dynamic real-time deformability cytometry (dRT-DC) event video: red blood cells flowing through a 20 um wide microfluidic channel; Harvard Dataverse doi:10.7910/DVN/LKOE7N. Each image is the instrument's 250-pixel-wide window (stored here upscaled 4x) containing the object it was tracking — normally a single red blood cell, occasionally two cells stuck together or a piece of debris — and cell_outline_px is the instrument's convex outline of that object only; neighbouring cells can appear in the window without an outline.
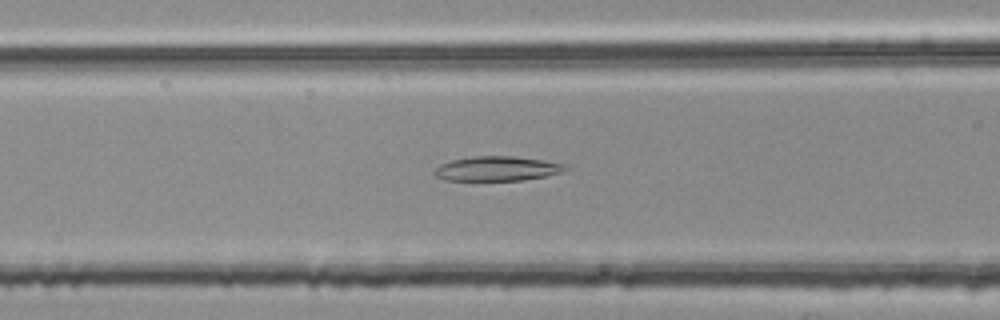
{"species": "common noctule bat (a hibernating species)", "species_latin": "Nyctalus noctula", "temperature_condition": "room temperature", "stored_images_in_passage": 37, "camera_frame_rate_fps": 3000, "um_per_image_px": 0.085, "animal": {"sex": "female", "body_mass_g": 25.1}, "frame": {"image": 1, "passage_image": 5, "time_ms": 1.333, "image_size_px": [1000, 320], "cell_outline_px": [[568, 168], [560, 172], [544, 176], [520, 180], [448, 180], [436, 176], [432, 172], [440, 164], [452, 160], [472, 156], [512, 156], [544, 160], [564, 164]], "centroid_in_image_um": [42.22, 14.32], "position_along_channel_um": 124.4, "area_um2": 18.5}}
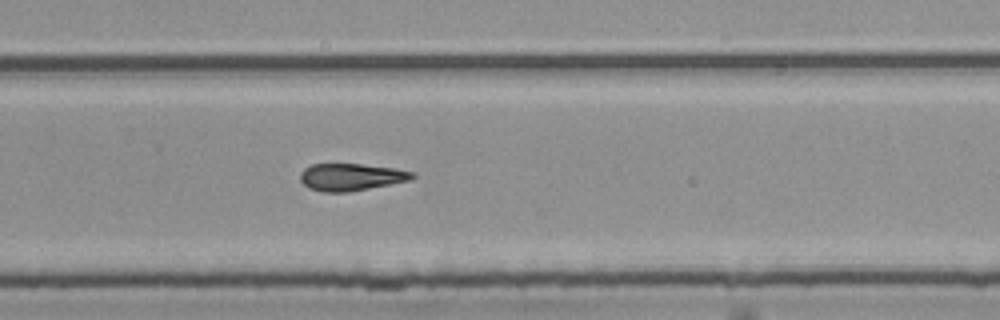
{"frame": {"image": 2, "passage_image": 19, "time_ms": 6.0, "image_size_px": [1000, 320], "cell_outline_px": [[416, 176], [408, 180], [348, 192], [324, 192], [308, 188], [300, 180], [300, 172], [304, 168], [312, 164], [360, 164], [396, 168], [416, 172]], "centroid_in_image_um": [29.82, 15.04], "position_along_channel_um": 300.0, "area_um2": 17.69}}
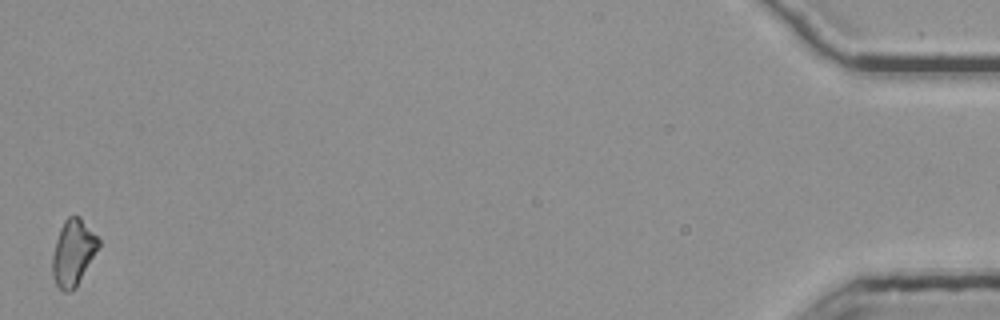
{"frame": {"image": 3, "passage_image": 37, "time_ms": 12.0, "image_size_px": [1000, 320], "cell_outline_px": [[100, 244], [76, 288], [72, 292], [64, 292], [56, 284], [52, 276], [52, 256], [56, 240], [60, 228], [64, 220], [68, 216], [80, 216], [100, 240]], "centroid_in_image_um": [6.2, 21.48], "position_along_channel_um": 429.0, "area_um2": 17.74}}